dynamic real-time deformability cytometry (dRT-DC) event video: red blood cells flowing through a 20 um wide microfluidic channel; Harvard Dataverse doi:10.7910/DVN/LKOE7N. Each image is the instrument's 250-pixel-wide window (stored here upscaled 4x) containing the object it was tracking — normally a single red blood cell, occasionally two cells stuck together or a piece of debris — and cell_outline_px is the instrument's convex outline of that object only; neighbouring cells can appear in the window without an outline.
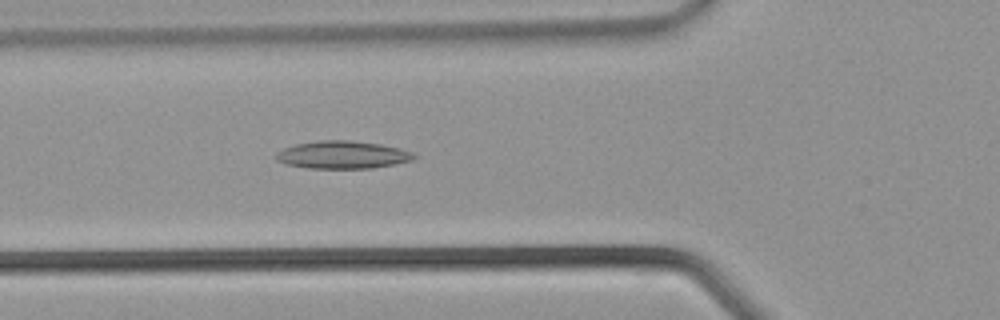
{"species": "common noctule bat (a hibernating species)", "species_latin": "Nyctalus noctula", "temperature_condition": "warm", "stored_images_in_passage": 20, "camera_frame_rate_fps": 3000, "um_per_image_px": 0.085, "animal": {"sex": "male", "body_mass_g": 21.5, "forearm_length_mm": 52.0}, "frame": {"image": 1, "passage_image": 3, "time_ms": 0.667, "image_size_px": [1000, 320], "cell_outline_px": [[416, 156], [412, 160], [372, 168], [308, 168], [288, 164], [276, 160], [276, 152], [284, 148], [296, 144], [320, 140], [352, 140], [380, 144], [400, 148], [412, 152]], "centroid_in_image_um": [29.11, 13.15], "position_along_channel_um": 96.7, "area_um2": 22.08}}
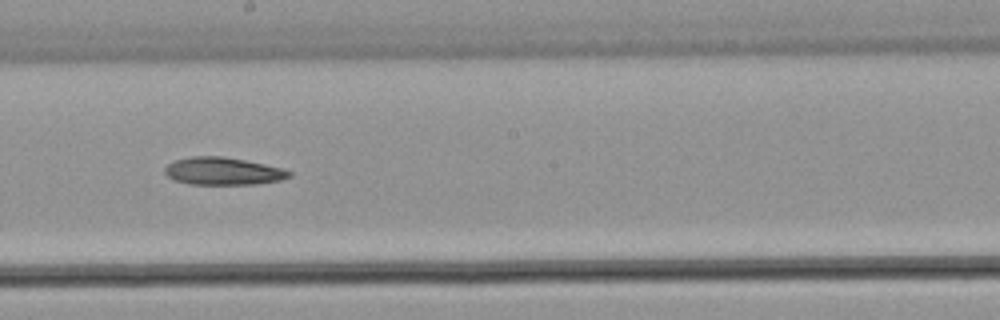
{"frame": {"image": 2, "passage_image": 10, "time_ms": 3.0, "image_size_px": [1000, 320], "cell_outline_px": [[292, 176], [280, 180], [256, 184], [188, 184], [176, 180], [168, 176], [164, 172], [164, 168], [168, 164], [176, 160], [192, 156], [224, 156], [264, 164], [280, 168], [292, 172]], "centroid_in_image_um": [18.95, 14.55], "position_along_channel_um": 229.2, "area_um2": 19.83}}
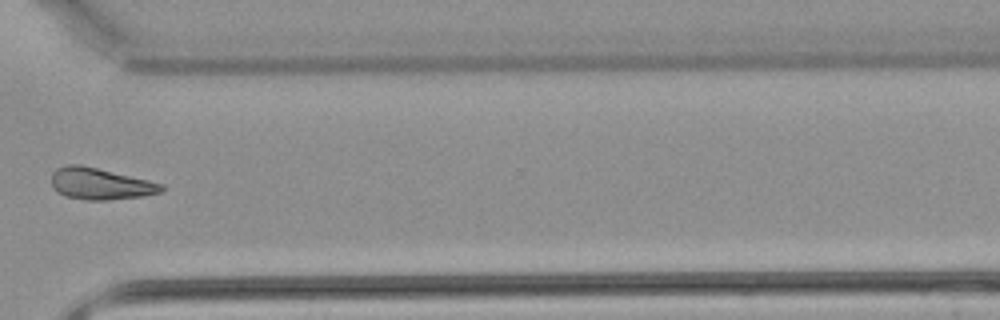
{"frame": {"image": 3, "passage_image": 17, "time_ms": 5.333, "image_size_px": [1000, 320], "cell_outline_px": [[164, 188], [160, 192], [144, 196], [108, 200], [84, 200], [64, 196], [56, 192], [52, 188], [52, 172], [56, 168], [68, 164], [80, 164], [148, 180], [164, 184]], "centroid_in_image_um": [8.48, 15.63], "position_along_channel_um": 362.1, "area_um2": 20.35}}